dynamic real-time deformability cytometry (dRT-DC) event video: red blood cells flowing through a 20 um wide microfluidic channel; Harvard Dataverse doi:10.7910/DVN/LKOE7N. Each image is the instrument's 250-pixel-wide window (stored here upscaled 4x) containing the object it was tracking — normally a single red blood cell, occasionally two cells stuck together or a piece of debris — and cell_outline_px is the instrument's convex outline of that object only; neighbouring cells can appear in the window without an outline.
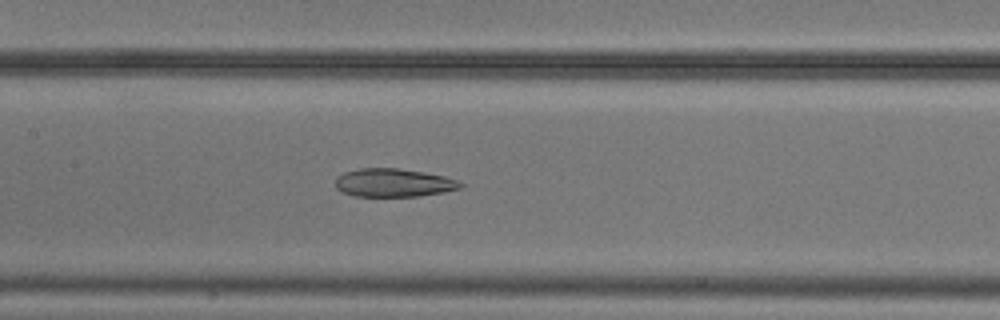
{"species": "common noctule bat (a hibernating species)", "species_latin": "Nyctalus noctula", "temperature_condition": "cold", "stored_images_in_passage": 52, "camera_frame_rate_fps": 3000, "um_per_image_px": 0.085, "animal": {"sex": "male", "body_mass_g": 20.5, "forearm_length_mm": 52.5}, "frame": {"image": 1, "passage_image": 24, "time_ms": 7.667, "image_size_px": [1000, 320], "cell_outline_px": [[464, 184], [460, 188], [444, 192], [420, 196], [352, 196], [340, 192], [336, 188], [336, 176], [344, 172], [360, 168], [396, 168], [424, 172], [444, 176], [456, 180]], "centroid_in_image_um": [33.41, 15.54], "position_along_channel_um": 174.0, "area_um2": 20.69}}
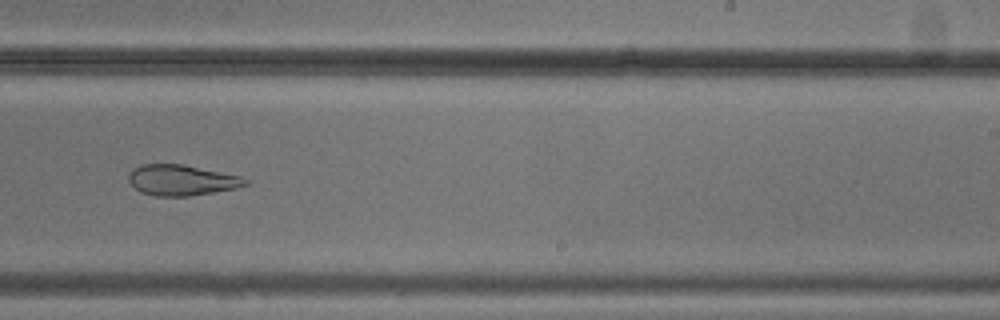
{"frame": {"image": 2, "passage_image": 32, "time_ms": 10.333, "image_size_px": [1000, 320], "cell_outline_px": [[248, 184], [236, 188], [188, 196], [156, 196], [140, 192], [128, 180], [128, 176], [136, 168], [144, 164], [180, 164], [240, 176], [248, 180]], "centroid_in_image_um": [15.44, 15.32], "position_along_channel_um": 273.6, "area_um2": 20.4}}
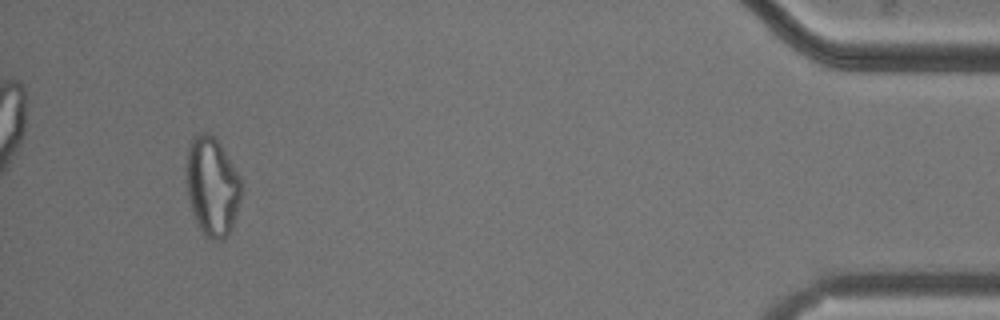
{"frame": {"image": 3, "passage_image": 49, "time_ms": 16.0, "image_size_px": [1000, 320], "cell_outline_px": [[240, 200], [228, 236], [224, 240], [212, 240], [204, 236], [192, 212], [188, 200], [184, 176], [188, 148], [192, 136], [200, 132], [208, 132], [220, 144], [240, 176]], "centroid_in_image_um": [17.98, 15.83], "position_along_channel_um": 417.2, "area_um2": 31.91}}